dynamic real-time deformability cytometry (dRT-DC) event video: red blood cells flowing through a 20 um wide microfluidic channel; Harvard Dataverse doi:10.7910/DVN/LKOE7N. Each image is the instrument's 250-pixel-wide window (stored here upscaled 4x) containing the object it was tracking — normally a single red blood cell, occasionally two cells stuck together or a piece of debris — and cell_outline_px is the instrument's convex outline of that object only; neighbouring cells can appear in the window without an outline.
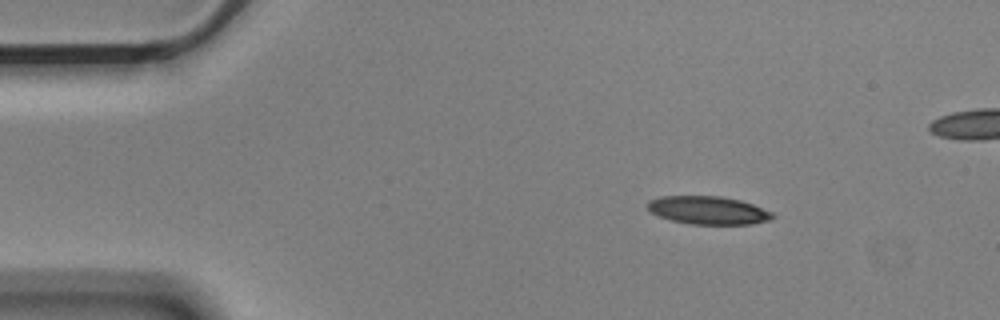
{"species": "Egyptian fruit bat (a non-hibernating species)", "species_latin": "Rousettus aegyptiacus", "temperature_condition": "cold", "stored_images_in_passage": 2, "segment_of_instrument_passage": [2, 2], "camera_frame_rate_fps": 3000, "um_per_image_px": 0.085, "animal": {"sex": "male"}, "frame": {"image": 1, "passage_image": 2, "time_ms": 0.333, "image_size_px": [1000, 320], "cell_outline_px": [[776, 216], [772, 220], [752, 224], [692, 224], [672, 220], [648, 212], [648, 200], [660, 196], [720, 196], [740, 200], [752, 204], [772, 212]], "centroid_in_image_um": [60.2, 17.87], "position_along_channel_um": 24.8, "area_um2": 20.52}}